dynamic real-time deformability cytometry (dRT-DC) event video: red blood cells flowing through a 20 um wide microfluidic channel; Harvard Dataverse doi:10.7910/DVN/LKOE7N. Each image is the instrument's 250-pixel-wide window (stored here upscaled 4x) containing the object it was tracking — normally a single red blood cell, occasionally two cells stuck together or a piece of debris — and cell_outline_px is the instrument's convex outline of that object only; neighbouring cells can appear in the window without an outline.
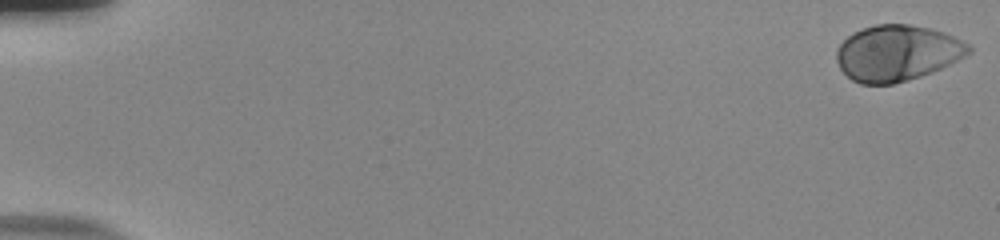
{"species": "human", "species_latin": "Homo sapiens", "temperature_condition": "room temperature", "stored_images_in_passage": 56, "camera_frame_rate_fps": 3000, "um_per_image_px": 0.085, "donor": {"sex": "male"}, "frame": {"image": 1, "passage_image": 1, "time_ms": 0.0, "image_size_px": [1000, 240], "cell_outline_px": [[972, 52], [932, 72], [908, 80], [892, 84], [860, 84], [852, 80], [840, 68], [836, 60], [836, 52], [840, 44], [848, 36], [864, 28], [876, 24], [908, 24], [928, 28], [944, 32], [968, 44], [972, 48]], "centroid_in_image_um": [76.24, 4.51], "position_along_channel_um": 8.8, "area_um2": 42.66}}
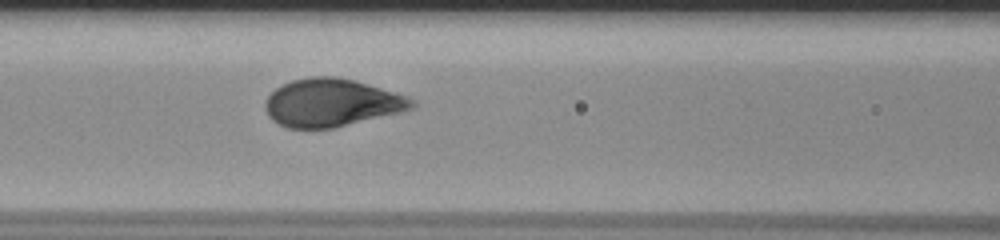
{"frame": {"image": 2, "passage_image": 26, "time_ms": 8.333, "image_size_px": [1000, 240], "cell_outline_px": [[416, 104], [412, 108], [400, 112], [332, 128], [288, 128], [272, 120], [268, 116], [264, 108], [264, 100], [276, 88], [292, 80], [312, 76], [336, 76], [352, 80], [392, 92], [404, 96], [412, 100]], "centroid_in_image_um": [28.1, 8.73], "position_along_channel_um": 138.5, "area_um2": 40.29}}
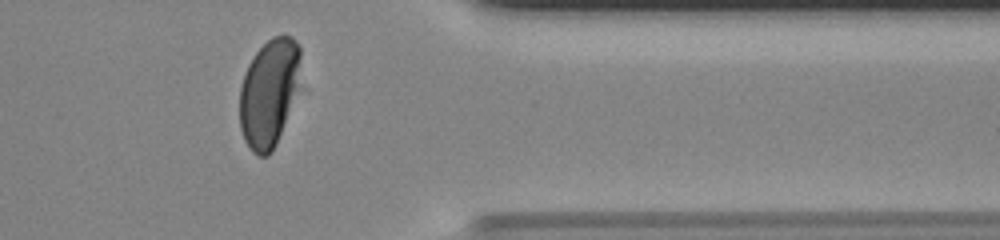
{"frame": {"image": 3, "passage_image": 47, "time_ms": 15.333, "image_size_px": [1000, 240], "cell_outline_px": [[300, 56], [296, 88], [276, 144], [272, 152], [268, 156], [256, 156], [252, 152], [244, 140], [240, 128], [240, 88], [244, 72], [248, 64], [256, 52], [272, 36], [292, 36], [296, 40], [300, 48]], "centroid_in_image_um": [22.81, 7.89], "position_along_channel_um": 388.6, "area_um2": 37.57}, "authors_computed_cell_mechanics": {"area_um2": 41.5293, "velocity_mm_per_s": 3.7043, "shape_relaxation_time_tau1_ms": 2.737, "shape_relaxation_time_tau2_ms": null, "deformation_change_tau1": 0.1645, "deformation_change_tau2": null}}